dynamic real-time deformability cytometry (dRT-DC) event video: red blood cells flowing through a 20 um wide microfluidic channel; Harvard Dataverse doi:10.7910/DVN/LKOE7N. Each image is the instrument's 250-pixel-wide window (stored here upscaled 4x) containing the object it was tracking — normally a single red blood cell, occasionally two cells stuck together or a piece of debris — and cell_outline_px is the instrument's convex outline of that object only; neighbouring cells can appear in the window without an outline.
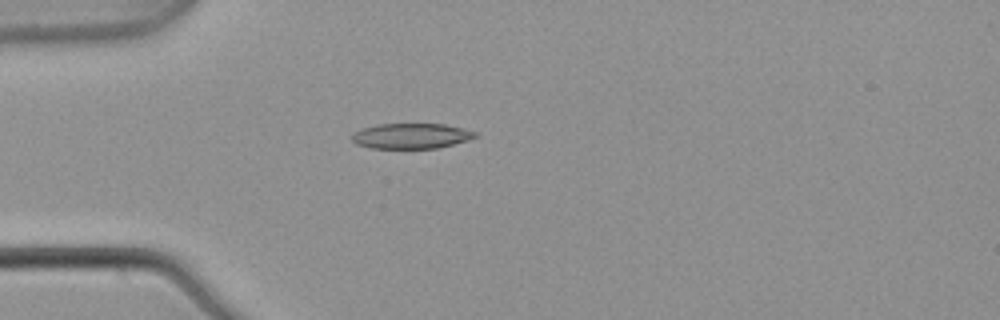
{"species": "common noctule bat (a hibernating species)", "species_latin": "Nyctalus noctula", "temperature_condition": "warm", "stored_images_in_passage": 6, "camera_frame_rate_fps": 3000, "um_per_image_px": 0.085, "animal": {"sex": "male", "body_mass_g": 21.5, "forearm_length_mm": 52.0}, "frame": {"image": 1, "passage_image": 5, "time_ms": 1.333, "image_size_px": [1000, 320], "cell_outline_px": [[476, 136], [468, 140], [436, 148], [372, 148], [356, 144], [352, 140], [352, 132], [360, 128], [376, 124], [444, 124], [476, 132]], "centroid_in_image_um": [34.87, 11.55], "position_along_channel_um": 50.1, "area_um2": 18.09}}